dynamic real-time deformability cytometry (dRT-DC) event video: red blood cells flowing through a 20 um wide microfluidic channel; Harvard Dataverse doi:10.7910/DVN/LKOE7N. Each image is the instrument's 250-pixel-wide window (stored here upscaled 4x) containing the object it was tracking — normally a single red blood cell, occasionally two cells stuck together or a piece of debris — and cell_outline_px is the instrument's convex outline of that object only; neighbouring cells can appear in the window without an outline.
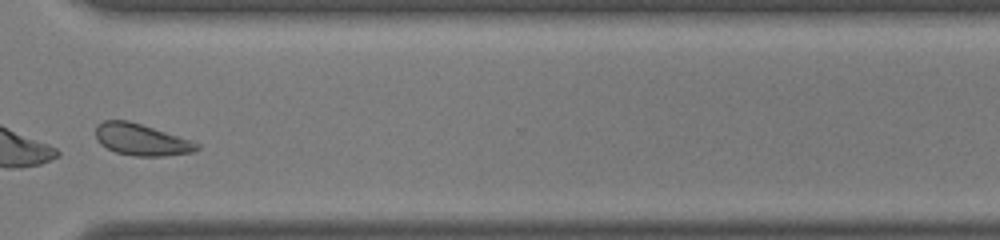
{"species": "common noctule bat (a hibernating species)", "species_latin": "Nyctalus noctula", "temperature_condition": "warm", "stored_images_in_passage": 31, "camera_frame_rate_fps": 3000, "um_per_image_px": 0.085, "animal": {"sex": "male", "body_mass_g": 19.0, "forearm_length_mm": 50.8}, "frame": {"image": 1, "passage_image": 22, "time_ms": 7.0, "image_size_px": [1000, 240], "cell_outline_px": [[196, 148], [184, 152], [120, 152], [108, 148], [96, 136], [96, 128], [100, 124], [108, 120], [124, 120], [160, 132], [180, 140]], "centroid_in_image_um": [11.68, 11.77], "position_along_channel_um": 358.9, "area_um2": 14.97}}